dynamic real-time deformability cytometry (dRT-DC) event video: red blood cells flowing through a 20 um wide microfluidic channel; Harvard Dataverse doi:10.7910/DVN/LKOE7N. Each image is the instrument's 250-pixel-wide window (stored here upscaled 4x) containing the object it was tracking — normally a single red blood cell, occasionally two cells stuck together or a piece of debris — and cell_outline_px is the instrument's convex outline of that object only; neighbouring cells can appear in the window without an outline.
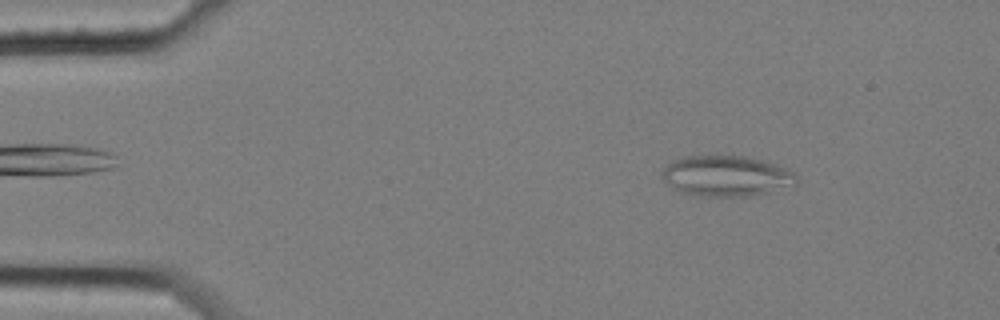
{"species": "common noctule bat (a hibernating species)", "species_latin": "Nyctalus noctula", "temperature_condition": "cold", "stored_images_in_passage": 12, "camera_frame_rate_fps": 3000, "um_per_image_px": 0.085, "animal": {"sex": "female", "body_mass_g": 25.1}, "frame": {"image": 1, "passage_image": 1, "time_ms": 0.0, "image_size_px": [1000, 320], "cell_outline_px": [[796, 184], [768, 192], [748, 196], [704, 196], [684, 192], [676, 188], [664, 180], [660, 176], [660, 172], [672, 160], [684, 156], [712, 152], [720, 152], [748, 156], [764, 160], [776, 164], [792, 172], [796, 176]], "centroid_in_image_um": [61.7, 14.88], "position_along_channel_um": 23.3, "area_um2": 32.54}}